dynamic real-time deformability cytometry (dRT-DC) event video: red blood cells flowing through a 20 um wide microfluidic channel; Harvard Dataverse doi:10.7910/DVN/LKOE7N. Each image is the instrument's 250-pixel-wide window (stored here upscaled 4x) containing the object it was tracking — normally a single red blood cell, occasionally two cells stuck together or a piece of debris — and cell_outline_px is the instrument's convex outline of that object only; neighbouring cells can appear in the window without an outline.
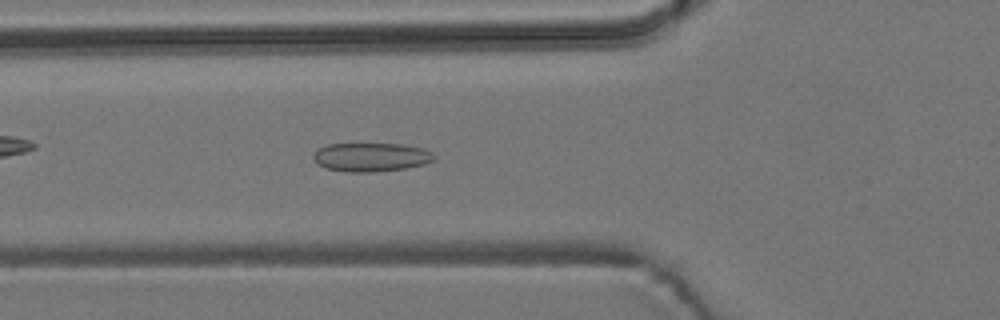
{"species": "common noctule bat (a hibernating species)", "species_latin": "Nyctalus noctula", "temperature_condition": "room temperature", "stored_images_in_passage": 7, "camera_frame_rate_fps": 3000, "um_per_image_px": 0.085, "animal": {"sex": "male", "body_mass_g": 19.2, "forearm_length_mm": 51.8}, "frame": {"image": 1, "passage_image": 7, "time_ms": 2.0, "image_size_px": [1000, 320], "cell_outline_px": [[436, 156], [432, 160], [424, 164], [404, 168], [368, 172], [348, 172], [324, 168], [316, 164], [312, 156], [320, 148], [328, 144], [400, 144], [424, 148], [432, 152]], "centroid_in_image_um": [31.52, 13.35], "position_along_channel_um": 94.3, "area_um2": 20.11}}